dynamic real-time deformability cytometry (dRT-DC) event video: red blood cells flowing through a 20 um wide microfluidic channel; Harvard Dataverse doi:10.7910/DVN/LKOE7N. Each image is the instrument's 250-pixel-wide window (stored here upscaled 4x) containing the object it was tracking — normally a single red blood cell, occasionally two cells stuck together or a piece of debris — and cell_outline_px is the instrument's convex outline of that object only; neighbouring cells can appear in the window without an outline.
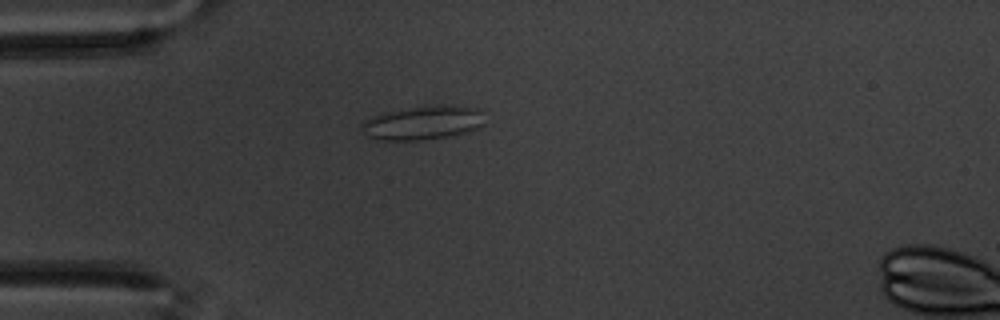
{"species": "common noctule bat (a hibernating species)", "species_latin": "Nyctalus noctula", "temperature_condition": "warm", "stored_images_in_passage": 46, "camera_frame_rate_fps": 3000, "um_per_image_px": 0.085, "animal": {"sex": "male", "body_mass_g": 20.1, "forearm_length_mm": 53.5}, "frame": {"image": 1, "passage_image": 3, "time_ms": 0.667, "image_size_px": [1000, 320], "cell_outline_px": [[484, 124], [468, 132], [448, 136], [424, 140], [376, 140], [368, 136], [360, 128], [360, 124], [364, 120], [372, 116], [384, 112], [412, 108], [444, 104], [452, 104], [476, 108], [484, 112]], "centroid_in_image_um": [35.96, 10.43], "position_along_channel_um": 49.0, "area_um2": 24.51}}
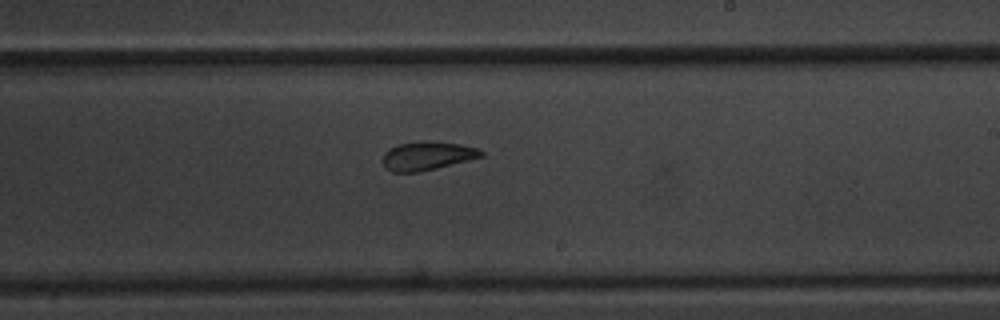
{"frame": {"image": 2, "passage_image": 22, "time_ms": 7.0, "image_size_px": [1000, 320], "cell_outline_px": [[484, 156], [420, 172], [392, 172], [384, 168], [380, 160], [384, 152], [388, 148], [400, 144], [460, 144], [476, 148], [484, 152]], "centroid_in_image_um": [36.23, 13.31], "position_along_channel_um": 252.8, "area_um2": 15.72}}
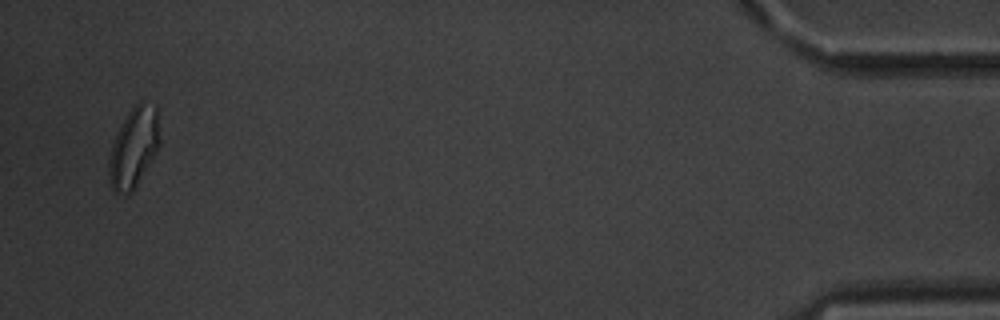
{"frame": {"image": 3, "passage_image": 44, "time_ms": 14.333, "image_size_px": [1000, 320], "cell_outline_px": [[160, 144], [152, 160], [132, 192], [128, 196], [124, 196], [112, 192], [108, 172], [108, 160], [112, 144], [116, 132], [120, 124], [128, 112], [140, 100], [156, 104], [160, 136]], "centroid_in_image_um": [11.36, 12.55], "position_along_channel_um": 423.8, "area_um2": 24.22}, "authors_computed_cell_mechanics": {"area_um2": 17.6579, "velocity_mm_per_s": 3.4279, "shape_relaxation_time_tau1_ms": 11.3717, "shape_relaxation_time_tau2_ms": 1.6976, "deformation_change_tau1": 0.1532, "deformation_change_tau2": 0.0916}}